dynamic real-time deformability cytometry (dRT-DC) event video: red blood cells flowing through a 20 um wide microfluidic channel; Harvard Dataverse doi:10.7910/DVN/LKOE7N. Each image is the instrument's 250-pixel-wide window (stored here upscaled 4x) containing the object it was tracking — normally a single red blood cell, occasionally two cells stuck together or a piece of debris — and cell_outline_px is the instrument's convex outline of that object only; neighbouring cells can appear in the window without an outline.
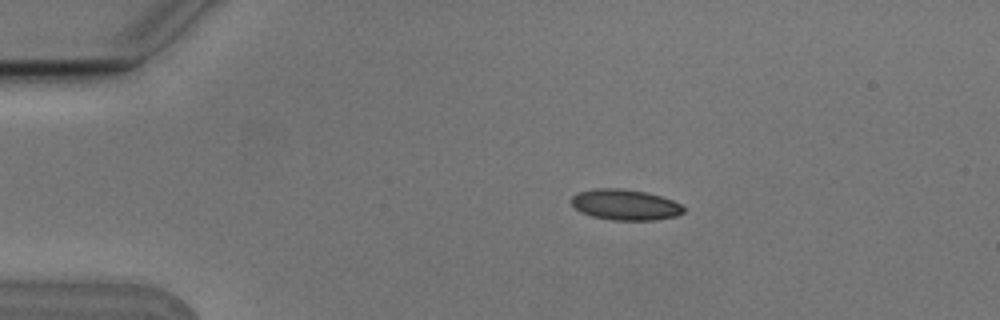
{"species": "Egyptian fruit bat (a non-hibernating species)", "species_latin": "Rousettus aegyptiacus", "temperature_condition": "cold", "stored_images_in_passage": 7, "camera_frame_rate_fps": 3000, "um_per_image_px": 0.085, "animal": {"sex": "male"}, "frame": {"image": 1, "passage_image": 1, "time_ms": 0.0, "image_size_px": [1000, 320], "cell_outline_px": [[684, 212], [676, 216], [656, 220], [612, 220], [592, 216], [580, 212], [572, 204], [572, 196], [580, 192], [596, 188], [620, 188], [648, 192], [672, 200], [680, 204], [684, 208]], "centroid_in_image_um": [53.15, 17.4], "position_along_channel_um": 31.8, "area_um2": 20.06}}
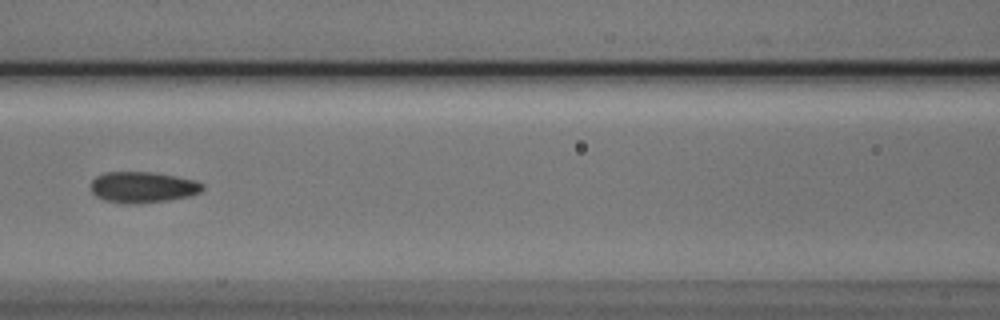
{"frame": {"image": 2, "passage_image": 5, "time_ms": 1.333, "image_size_px": [1000, 320], "cell_outline_px": [[204, 188], [200, 192], [188, 196], [168, 200], [132, 204], [124, 204], [104, 200], [96, 196], [92, 192], [92, 180], [96, 176], [104, 172], [152, 172], [176, 176], [196, 180], [204, 184]], "centroid_in_image_um": [12.13, 15.91], "position_along_channel_um": 154.5, "area_um2": 20.23}}
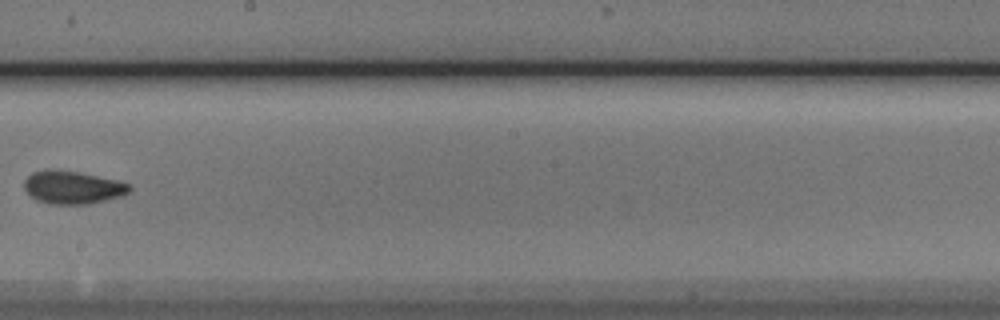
{"frame": {"image": 3, "passage_image": 7, "time_ms": 2.0, "image_size_px": [1000, 320], "cell_outline_px": [[132, 188], [124, 196], [88, 204], [48, 204], [36, 200], [24, 188], [24, 180], [32, 172], [48, 168], [56, 168], [116, 180], [132, 184]], "centroid_in_image_um": [6.17, 15.92], "position_along_channel_um": 242.0, "area_um2": 20.4}}